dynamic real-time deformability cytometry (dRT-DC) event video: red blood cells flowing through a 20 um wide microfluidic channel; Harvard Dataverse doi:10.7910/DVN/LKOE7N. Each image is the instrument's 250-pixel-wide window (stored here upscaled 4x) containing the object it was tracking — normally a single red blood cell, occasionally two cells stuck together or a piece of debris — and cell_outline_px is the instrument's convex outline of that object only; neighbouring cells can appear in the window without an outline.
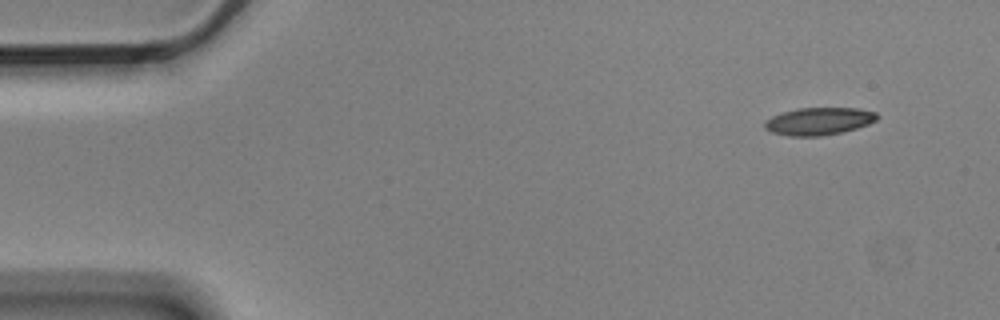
{"species": "Egyptian fruit bat (a non-hibernating species)", "species_latin": "Rousettus aegyptiacus", "temperature_condition": "cold", "stored_images_in_passage": 10, "camera_frame_rate_fps": 3000, "um_per_image_px": 0.085, "animal": {"sex": "male"}, "frame": {"image": 1, "passage_image": 1, "time_ms": 0.0, "image_size_px": [1000, 320], "cell_outline_px": [[880, 116], [876, 120], [868, 124], [856, 128], [840, 132], [820, 136], [788, 136], [772, 132], [764, 128], [764, 124], [772, 116], [796, 108], [860, 108], [876, 112]], "centroid_in_image_um": [69.63, 10.3], "position_along_channel_um": 15.4, "area_um2": 17.92}}
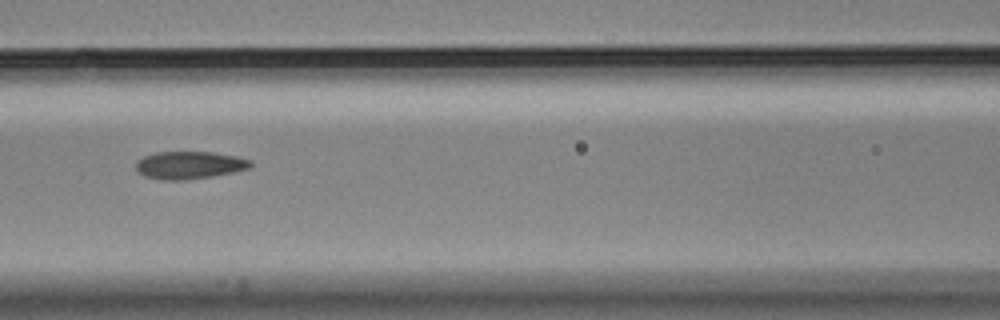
{"frame": {"image": 2, "passage_image": 6, "time_ms": 1.667, "image_size_px": [1000, 320], "cell_outline_px": [[252, 164], [248, 168], [232, 172], [212, 176], [184, 180], [160, 180], [144, 176], [136, 168], [136, 160], [144, 156], [156, 152], [212, 152], [236, 156], [252, 160]], "centroid_in_image_um": [16.07, 14.03], "position_along_channel_um": 150.5, "area_um2": 18.38}}
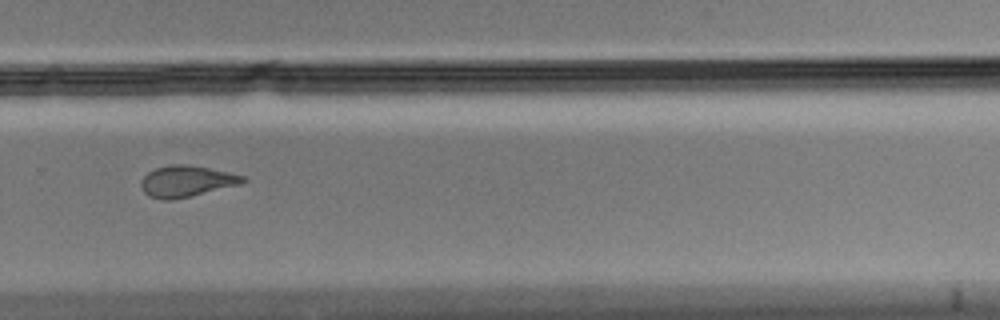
{"frame": {"image": 3, "passage_image": 10, "time_ms": 3.0, "image_size_px": [1000, 320], "cell_outline_px": [[248, 180], [240, 184], [172, 200], [164, 200], [148, 196], [140, 188], [140, 180], [148, 172], [156, 168], [172, 164], [188, 164], [228, 172], [244, 176]], "centroid_in_image_um": [15.81, 15.4], "position_along_channel_um": 314.0, "area_um2": 18.44}}